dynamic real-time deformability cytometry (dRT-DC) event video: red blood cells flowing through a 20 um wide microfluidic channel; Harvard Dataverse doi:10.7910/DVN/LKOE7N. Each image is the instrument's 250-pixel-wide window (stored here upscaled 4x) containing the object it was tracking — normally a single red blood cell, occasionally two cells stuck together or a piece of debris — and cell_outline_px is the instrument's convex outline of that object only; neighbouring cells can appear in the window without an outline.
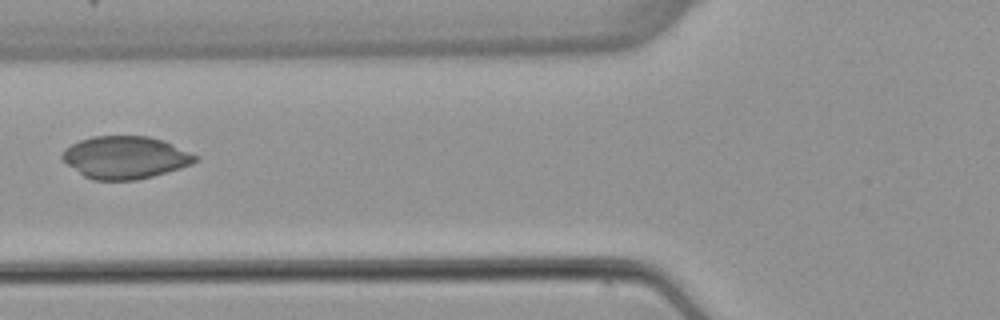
{"species": "common noctule bat (a hibernating species)", "species_latin": "Nyctalus noctula", "temperature_condition": "warm", "stored_images_in_passage": 3, "camera_frame_rate_fps": 3000, "um_per_image_px": 0.085, "animal": {"sex": "female", "body_mass_g": 22.7, "forearm_length_mm": 54.2}, "frame": {"image": 1, "passage_image": 2, "time_ms": 1.333, "image_size_px": [1000, 320], "cell_outline_px": [[200, 160], [192, 164], [180, 168], [152, 176], [136, 180], [92, 180], [84, 176], [68, 164], [60, 156], [64, 148], [80, 140], [92, 136], [148, 136], [164, 140], [200, 156]], "centroid_in_image_um": [10.68, 13.37], "position_along_channel_um": 115.1, "area_um2": 33.06}}
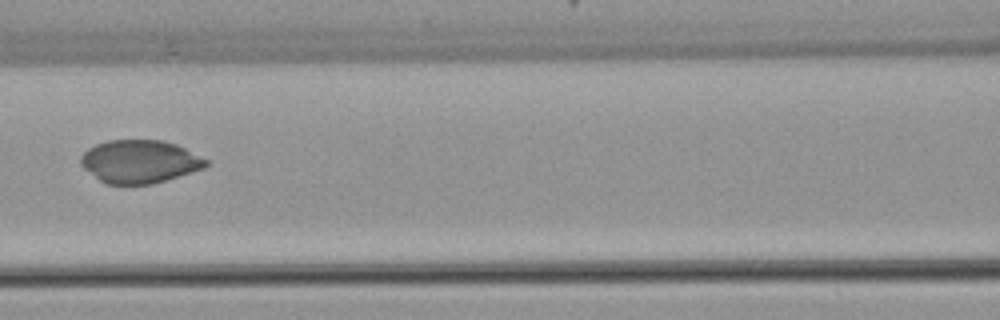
{"frame": {"image": 2, "passage_image": 3, "time_ms": 2.333, "image_size_px": [1000, 320], "cell_outline_px": [[208, 164], [204, 168], [192, 172], [152, 184], [104, 184], [84, 168], [80, 164], [80, 156], [88, 148], [96, 144], [108, 140], [160, 140], [176, 144], [208, 160]], "centroid_in_image_um": [11.84, 13.73], "position_along_channel_um": 154.8, "area_um2": 31.33}}